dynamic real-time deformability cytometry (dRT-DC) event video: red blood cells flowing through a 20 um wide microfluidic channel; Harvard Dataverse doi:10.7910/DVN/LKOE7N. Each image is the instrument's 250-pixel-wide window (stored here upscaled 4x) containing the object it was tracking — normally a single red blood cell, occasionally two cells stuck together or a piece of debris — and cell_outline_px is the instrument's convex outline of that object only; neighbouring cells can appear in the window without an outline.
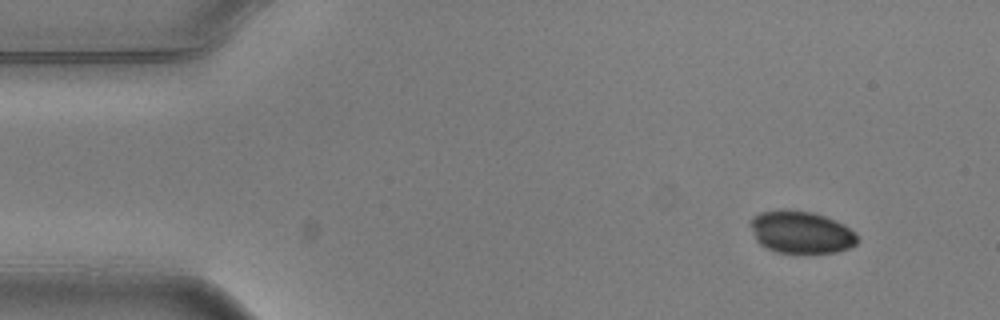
{"species": "common noctule bat (a hibernating species)", "species_latin": "Nyctalus noctula", "temperature_condition": "warm", "stored_images_in_passage": 8, "camera_frame_rate_fps": 3000, "um_per_image_px": 0.085, "animal": {"sex": "male", "body_mass_g": 20.5, "forearm_length_mm": 52.5}, "frame": {"image": 1, "passage_image": 1, "time_ms": 0.0, "image_size_px": [1000, 320], "cell_outline_px": [[860, 240], [856, 244], [848, 248], [836, 252], [776, 252], [760, 244], [756, 240], [752, 228], [752, 216], [760, 212], [780, 208], [788, 208], [812, 212], [836, 220], [844, 224], [856, 232]], "centroid_in_image_um": [68.12, 19.7], "position_along_channel_um": 16.9, "area_um2": 26.53}}
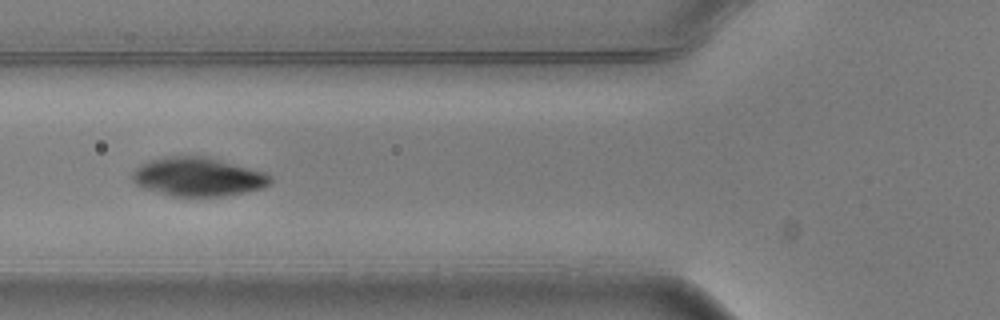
{"frame": {"image": 2, "passage_image": 5, "time_ms": 1.333, "image_size_px": [1000, 320], "cell_outline_px": [[272, 184], [264, 188], [244, 192], [220, 196], [172, 196], [140, 188], [132, 180], [132, 172], [140, 164], [152, 160], [168, 156], [200, 156], [264, 172], [272, 176]], "centroid_in_image_um": [16.8, 15.05], "position_along_channel_um": 109.0, "area_um2": 30.87}}
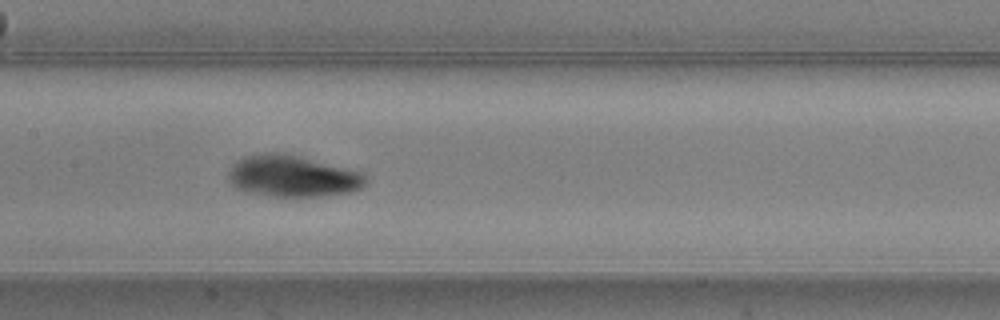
{"frame": {"image": 3, "passage_image": 7, "time_ms": 2.0, "image_size_px": [1000, 320], "cell_outline_px": [[368, 180], [360, 188], [348, 192], [324, 196], [272, 196], [244, 192], [236, 188], [228, 180], [228, 172], [232, 164], [236, 160], [244, 156], [264, 152], [284, 152], [360, 172], [368, 176]], "centroid_in_image_um": [24.8, 14.96], "position_along_channel_um": 182.6, "area_um2": 33.35}}